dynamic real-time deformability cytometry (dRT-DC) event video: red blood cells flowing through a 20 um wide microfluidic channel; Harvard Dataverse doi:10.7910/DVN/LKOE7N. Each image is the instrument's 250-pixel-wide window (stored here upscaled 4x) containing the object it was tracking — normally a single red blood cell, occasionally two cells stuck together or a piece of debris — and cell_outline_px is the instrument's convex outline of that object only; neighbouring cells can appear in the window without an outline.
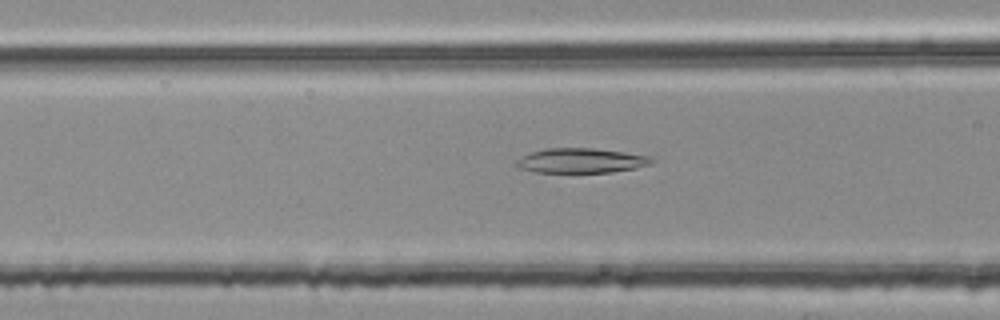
{"species": "common noctule bat (a hibernating species)", "species_latin": "Nyctalus noctula", "temperature_condition": "room temperature", "stored_images_in_passage": 47, "camera_frame_rate_fps": 3000, "um_per_image_px": 0.085, "animal": {"sex": "female", "body_mass_g": 25.1}, "frame": {"image": 1, "passage_image": 14, "time_ms": 4.333, "image_size_px": [1000, 320], "cell_outline_px": [[656, 160], [652, 164], [636, 168], [612, 172], [532, 172], [516, 168], [516, 160], [520, 156], [532, 152], [548, 148], [592, 148], [624, 152], [648, 156]], "centroid_in_image_um": [49.37, 13.66], "position_along_channel_um": 117.2, "area_um2": 19.59}}
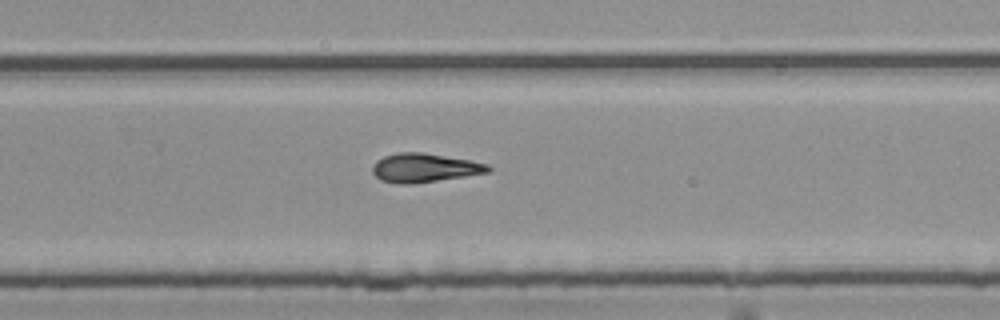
{"frame": {"image": 2, "passage_image": 28, "time_ms": 9.0, "image_size_px": [1000, 320], "cell_outline_px": [[492, 168], [488, 172], [464, 176], [412, 184], [400, 184], [380, 180], [372, 172], [372, 168], [376, 160], [384, 156], [396, 152], [420, 152], [468, 160], [488, 164]], "centroid_in_image_um": [36.03, 14.26], "position_along_channel_um": 293.8, "area_um2": 19.25}}
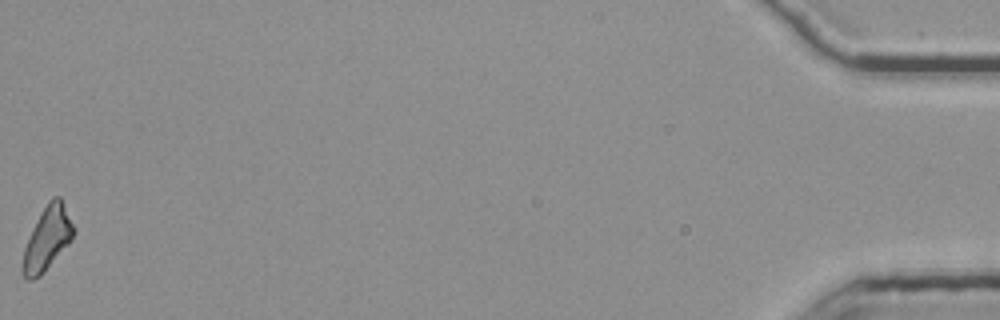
{"frame": {"image": 3, "passage_image": 47, "time_ms": 15.333, "image_size_px": [1000, 320], "cell_outline_px": [[76, 232], [72, 240], [44, 272], [40, 276], [32, 280], [24, 280], [20, 272], [20, 268], [24, 248], [32, 228], [48, 200], [52, 196], [60, 196], [76, 228]], "centroid_in_image_um": [4.01, 20.3], "position_along_channel_um": 431.2, "area_um2": 19.25}, "authors_computed_cell_mechanics": {"area_um2": 19.074, "velocity_mm_per_s": 3.776, "shape_relaxation_time_tau1_ms": null, "shape_relaxation_time_tau2_ms": 7.6769, "deformation_change_tau1": null, "deformation_change_tau2": 0.1983}}